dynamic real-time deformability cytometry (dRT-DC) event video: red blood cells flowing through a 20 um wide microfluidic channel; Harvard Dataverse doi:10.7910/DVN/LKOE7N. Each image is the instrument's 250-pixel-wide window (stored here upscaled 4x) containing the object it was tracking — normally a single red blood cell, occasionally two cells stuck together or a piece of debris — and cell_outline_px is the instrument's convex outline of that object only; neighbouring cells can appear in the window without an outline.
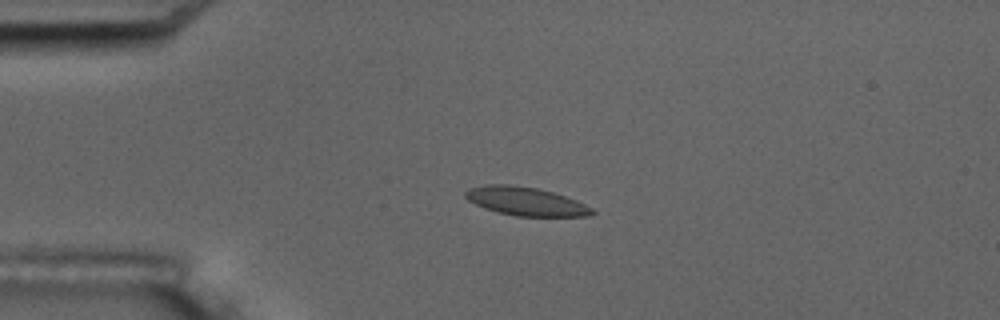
{"species": "common noctule bat (a hibernating species)", "species_latin": "Nyctalus noctula", "temperature_condition": "room temperature", "stored_images_in_passage": 7, "camera_frame_rate_fps": 3000, "um_per_image_px": 0.085, "animal": {"sex": "male", "body_mass_g": 17.5, "forearm_length_mm": 52.3}, "frame": {"image": 1, "passage_image": 5, "time_ms": 4.333, "image_size_px": [1000, 320], "cell_outline_px": [[596, 212], [588, 216], [516, 216], [496, 212], [484, 208], [468, 200], [464, 196], [464, 192], [468, 188], [484, 184], [508, 184], [536, 188], [552, 192], [576, 200], [592, 208]], "centroid_in_image_um": [44.64, 17.11], "position_along_channel_um": 40.4, "area_um2": 21.04}}